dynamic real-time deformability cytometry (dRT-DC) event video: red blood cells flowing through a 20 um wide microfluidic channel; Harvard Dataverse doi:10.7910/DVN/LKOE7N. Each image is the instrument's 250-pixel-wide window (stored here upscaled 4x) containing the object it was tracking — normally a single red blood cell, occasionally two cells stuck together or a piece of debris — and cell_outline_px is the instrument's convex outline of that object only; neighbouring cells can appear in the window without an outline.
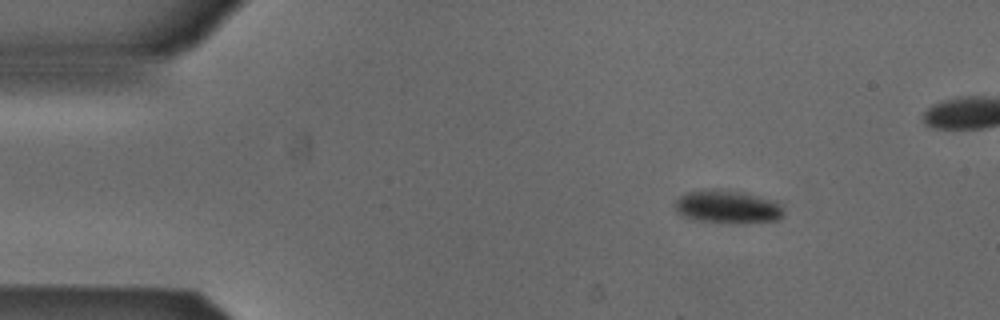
{"species": "Egyptian fruit bat (a non-hibernating species)", "species_latin": "Rousettus aegyptiacus", "temperature_condition": "cold", "stored_images_in_passage": 42, "camera_frame_rate_fps": 3000, "um_per_image_px": 0.085, "animal": {"sex": "male"}, "frame": {"image": 1, "passage_image": 1, "time_ms": 0.0, "image_size_px": [1000, 320], "cell_outline_px": [[780, 216], [776, 220], [700, 220], [684, 216], [676, 212], [672, 204], [680, 196], [688, 192], [704, 188], [728, 188], [748, 192], [776, 200], [780, 204]], "centroid_in_image_um": [61.75, 17.46], "position_along_channel_um": 23.3, "area_um2": 20.4}}
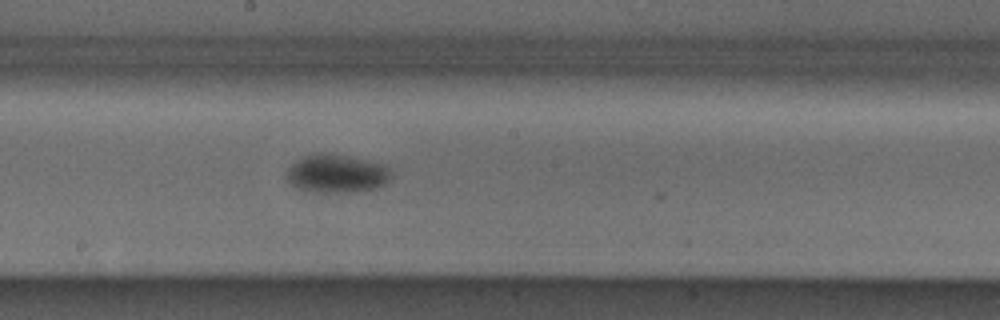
{"frame": {"image": 2, "passage_image": 22, "time_ms": 7.0, "image_size_px": [1000, 320], "cell_outline_px": [[392, 180], [380, 188], [360, 192], [308, 192], [296, 188], [288, 180], [288, 168], [292, 164], [304, 156], [320, 152], [364, 160], [384, 164], [392, 168]], "centroid_in_image_um": [28.7, 14.79], "position_along_channel_um": 219.5, "area_um2": 23.58}}
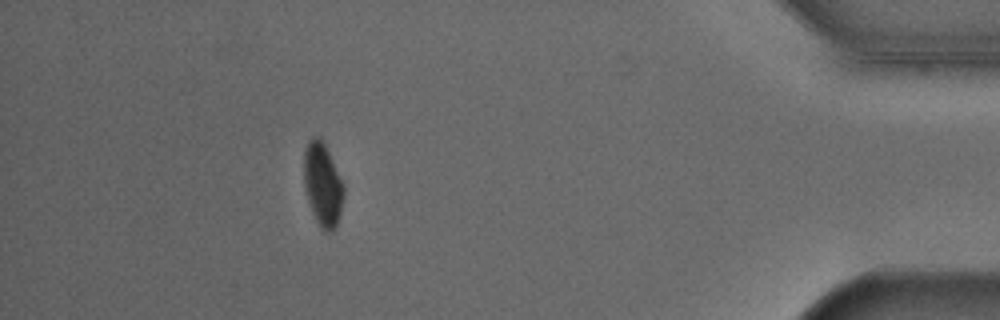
{"frame": {"image": 3, "passage_image": 41, "time_ms": 13.333, "image_size_px": [1000, 320], "cell_outline_px": [[344, 196], [340, 216], [336, 228], [332, 232], [324, 232], [320, 228], [312, 212], [308, 200], [304, 184], [304, 148], [308, 140], [312, 136], [320, 136], [344, 184]], "centroid_in_image_um": [27.43, 15.71], "position_along_channel_um": 407.8, "area_um2": 19.54}}